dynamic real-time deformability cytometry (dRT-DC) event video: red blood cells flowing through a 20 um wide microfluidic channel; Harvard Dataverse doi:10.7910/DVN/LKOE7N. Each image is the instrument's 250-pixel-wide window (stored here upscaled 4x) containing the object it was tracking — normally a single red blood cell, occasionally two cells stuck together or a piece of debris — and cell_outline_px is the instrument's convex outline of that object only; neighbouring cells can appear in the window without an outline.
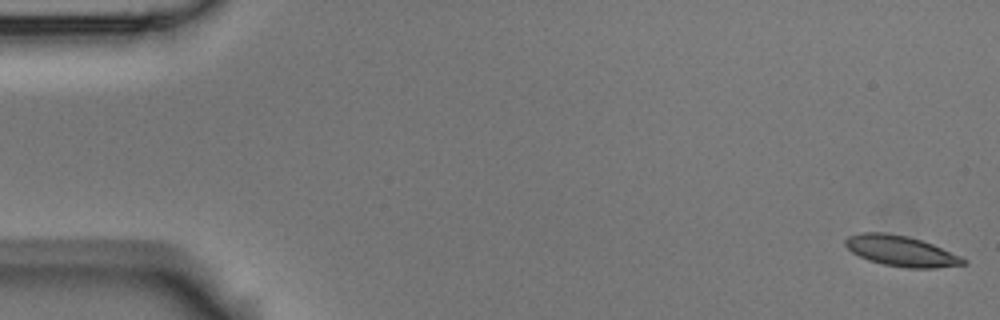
{"species": "Egyptian fruit bat (a non-hibernating species)", "species_latin": "Rousettus aegyptiacus", "temperature_condition": "room temperature", "stored_images_in_passage": 8, "camera_frame_rate_fps": 3000, "um_per_image_px": 0.085, "animal": {"sex": "male"}, "frame": {"image": 1, "passage_image": 1, "time_ms": 0.0, "image_size_px": [1000, 320], "cell_outline_px": [[968, 260], [964, 264], [936, 268], [904, 268], [884, 264], [868, 260], [852, 252], [844, 244], [844, 240], [848, 236], [860, 232], [884, 232], [908, 236], [932, 244], [960, 256]], "centroid_in_image_um": [76.56, 21.33], "position_along_channel_um": 8.4, "area_um2": 20.92}}
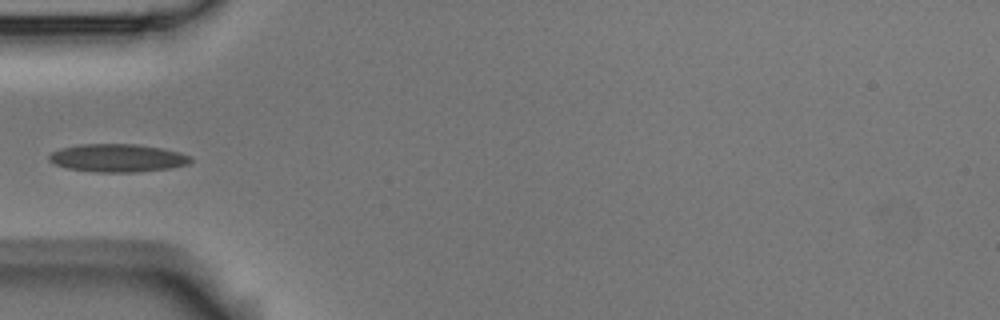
{"frame": {"image": 2, "passage_image": 6, "time_ms": 1.667, "image_size_px": [1000, 320], "cell_outline_px": [[192, 160], [188, 164], [168, 168], [136, 172], [96, 172], [68, 168], [56, 164], [48, 160], [48, 156], [52, 152], [60, 148], [80, 144], [136, 144], [164, 148], [180, 152], [192, 156]], "centroid_in_image_um": [10.01, 13.42], "position_along_channel_um": 75.0, "area_um2": 23.12}}
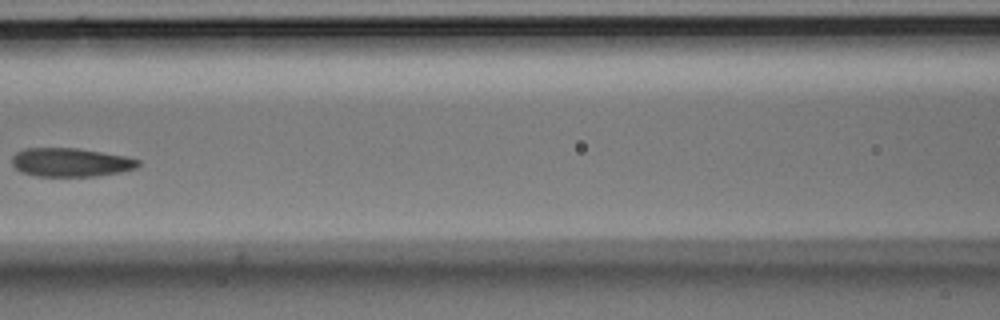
{"frame": {"image": 3, "passage_image": 8, "time_ms": 2.333, "image_size_px": [1000, 320], "cell_outline_px": [[140, 164], [136, 168], [120, 172], [96, 176], [36, 176], [20, 172], [12, 164], [12, 156], [16, 152], [24, 148], [76, 148], [124, 156], [140, 160]], "centroid_in_image_um": [5.98, 13.8], "position_along_channel_um": 160.6, "area_um2": 21.04}}